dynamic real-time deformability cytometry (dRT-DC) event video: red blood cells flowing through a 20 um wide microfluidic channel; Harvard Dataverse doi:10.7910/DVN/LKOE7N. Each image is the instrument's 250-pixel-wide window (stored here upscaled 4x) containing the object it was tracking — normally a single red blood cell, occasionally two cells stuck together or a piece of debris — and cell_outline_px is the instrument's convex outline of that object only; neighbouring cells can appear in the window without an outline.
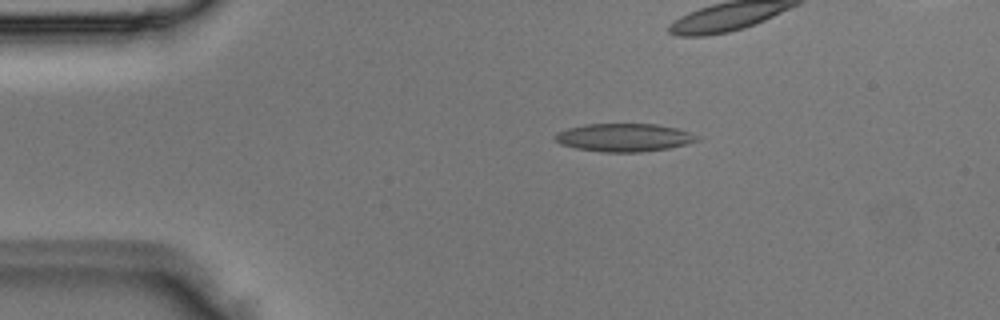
{"species": "Egyptian fruit bat (a non-hibernating species)", "species_latin": "Rousettus aegyptiacus", "temperature_condition": "room temperature", "stored_images_in_passage": 6, "camera_frame_rate_fps": 3000, "um_per_image_px": 0.085, "animal": {"sex": "male"}, "frame": {"image": 1, "passage_image": 2, "time_ms": 0.333, "image_size_px": [1000, 320], "cell_outline_px": [[700, 140], [668, 148], [640, 152], [604, 152], [576, 148], [560, 144], [552, 136], [556, 132], [568, 128], [584, 124], [656, 124], [676, 128], [700, 136]], "centroid_in_image_um": [53.01, 11.68], "position_along_channel_um": 32.0, "area_um2": 23.18}}
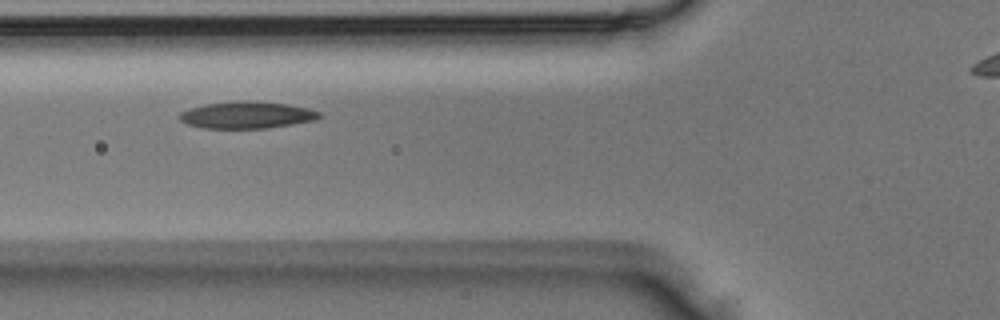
{"frame": {"image": 2, "passage_image": 5, "time_ms": 1.333, "image_size_px": [1000, 320], "cell_outline_px": [[324, 116], [316, 120], [268, 128], [200, 128], [188, 124], [180, 120], [176, 116], [180, 112], [188, 108], [204, 104], [244, 100], [288, 104], [308, 108], [320, 112]], "centroid_in_image_um": [20.97, 9.77], "position_along_channel_um": 104.8, "area_um2": 22.14}}
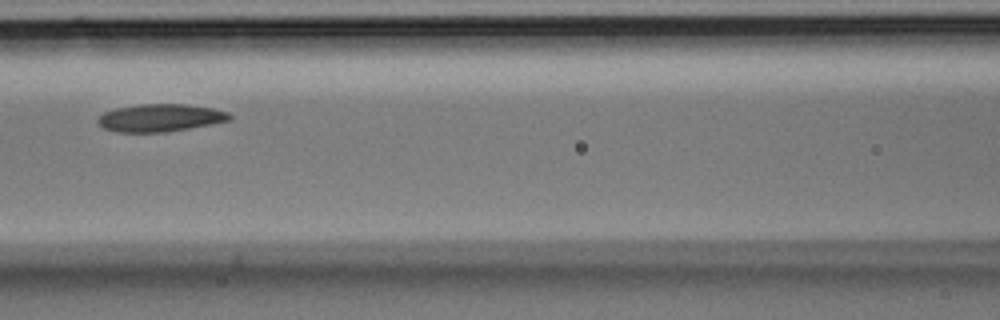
{"frame": {"image": 3, "passage_image": 6, "time_ms": 1.667, "image_size_px": [1000, 320], "cell_outline_px": [[232, 116], [228, 120], [212, 124], [164, 132], [116, 132], [104, 128], [96, 120], [104, 112], [116, 108], [140, 104], [188, 104], [212, 108], [228, 112]], "centroid_in_image_um": [13.61, 10.01], "position_along_channel_um": 153.0, "area_um2": 21.04}}